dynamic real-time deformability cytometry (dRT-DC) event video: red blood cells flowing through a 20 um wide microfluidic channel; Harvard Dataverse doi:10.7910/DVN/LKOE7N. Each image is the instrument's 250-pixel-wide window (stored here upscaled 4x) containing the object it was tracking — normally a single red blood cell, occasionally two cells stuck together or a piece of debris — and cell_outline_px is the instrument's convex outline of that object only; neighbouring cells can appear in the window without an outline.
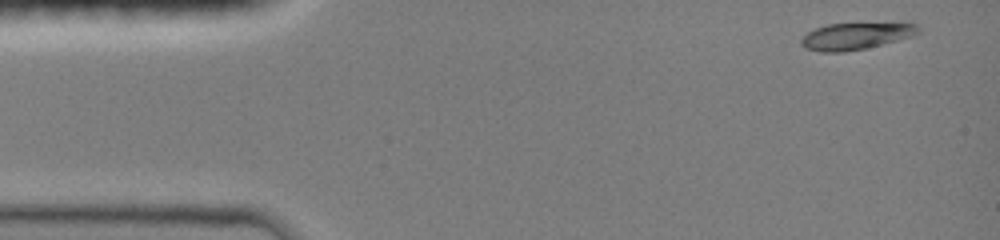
{"species": "common noctule bat (a hibernating species)", "species_latin": "Nyctalus noctula", "temperature_condition": "room temperature", "stored_images_in_passage": 42, "camera_frame_rate_fps": 3000, "um_per_image_px": 0.085, "animal": {"sex": "female", "body_mass_g": 19.0, "forearm_length_mm": 51.5}, "frame": {"image": 1, "passage_image": 1, "time_ms": 0.0, "image_size_px": [1000, 240], "cell_outline_px": [[920, 32], [912, 36], [864, 48], [844, 52], [820, 52], [804, 48], [800, 44], [800, 40], [808, 32], [816, 28], [828, 24], [916, 24], [920, 28]], "centroid_in_image_um": [72.67, 3.08], "position_along_channel_um": 12.3, "area_um2": 17.8}}
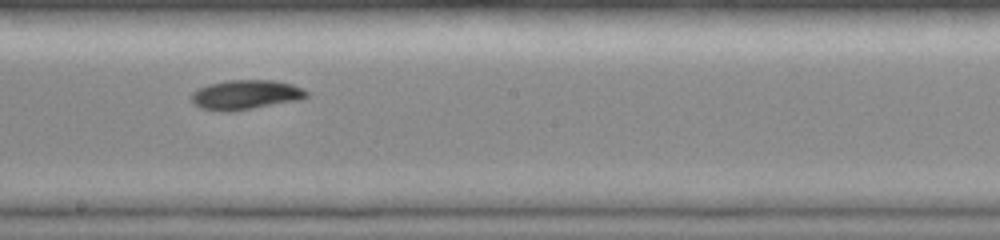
{"frame": {"image": 2, "passage_image": 24, "time_ms": 7.667, "image_size_px": [1000, 240], "cell_outline_px": [[308, 96], [296, 100], [232, 112], [220, 112], [200, 108], [192, 100], [192, 92], [196, 88], [208, 84], [228, 80], [276, 80], [292, 84], [308, 92]], "centroid_in_image_um": [20.83, 8.05], "position_along_channel_um": 227.4, "area_um2": 19.83}}
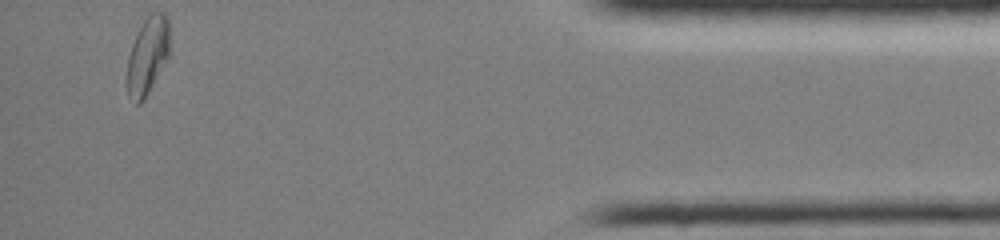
{"frame": {"image": 3, "passage_image": 42, "time_ms": 13.667, "image_size_px": [1000, 240], "cell_outline_px": [[168, 56], [144, 100], [140, 104], [136, 104], [128, 96], [128, 56], [132, 44], [144, 20], [152, 12], [164, 12], [168, 16]], "centroid_in_image_um": [12.54, 4.73], "position_along_channel_um": 422.7, "area_um2": 18.67}, "authors_computed_cell_mechanics": {"area_um2": 19.3919, "velocity_mm_per_s": 4.1084, "shape_relaxation_time_tau1_ms": 4.7433, "shape_relaxation_time_tau2_ms": 10.456, "deformation_change_tau1": 0.14, "deformation_change_tau2": 0.1047}}